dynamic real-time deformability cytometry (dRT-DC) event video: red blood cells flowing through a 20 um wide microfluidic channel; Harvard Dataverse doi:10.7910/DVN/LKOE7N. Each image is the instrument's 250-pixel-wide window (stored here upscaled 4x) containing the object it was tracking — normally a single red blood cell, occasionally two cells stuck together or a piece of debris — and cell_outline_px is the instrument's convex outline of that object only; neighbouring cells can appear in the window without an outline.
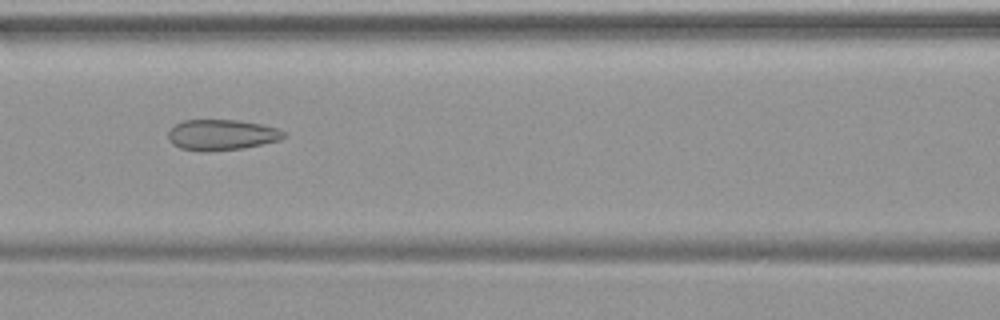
{"species": "common noctule bat (a hibernating species)", "species_latin": "Nyctalus noctula", "temperature_condition": "warm", "stored_images_in_passage": 48, "camera_frame_rate_fps": 3000, "um_per_image_px": 0.085, "animal": {"sex": "female", "body_mass_g": 19.9}, "frame": {"image": 1, "passage_image": 21, "time_ms": 6.667, "image_size_px": [1000, 320], "cell_outline_px": [[288, 136], [280, 140], [244, 148], [208, 152], [200, 152], [180, 148], [172, 144], [168, 140], [168, 132], [176, 124], [184, 120], [240, 120], [280, 128]], "centroid_in_image_um": [18.86, 11.47], "position_along_channel_um": 147.7, "area_um2": 20.98}}
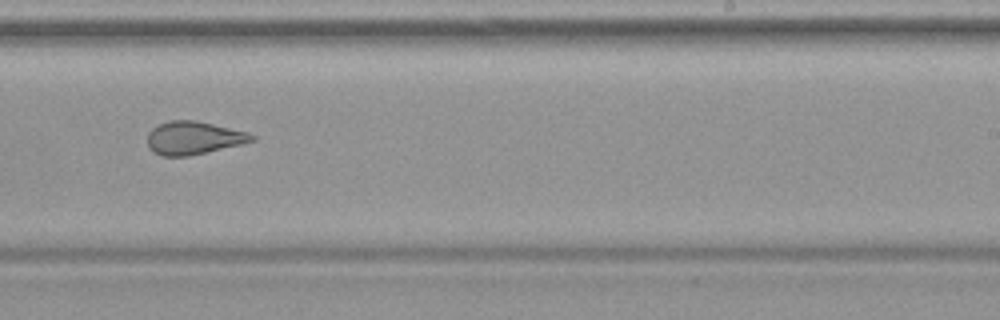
{"frame": {"image": 2, "passage_image": 30, "time_ms": 9.667, "image_size_px": [1000, 320], "cell_outline_px": [[256, 140], [240, 144], [188, 156], [160, 156], [152, 152], [148, 148], [148, 132], [152, 128], [160, 124], [172, 120], [196, 120], [248, 132], [256, 136]], "centroid_in_image_um": [16.43, 11.72], "position_along_channel_um": 272.6, "area_um2": 20.06}}
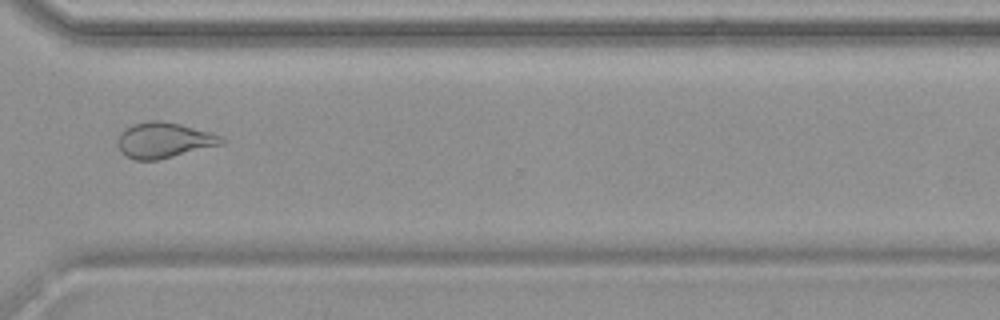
{"frame": {"image": 3, "passage_image": 36, "time_ms": 11.667, "image_size_px": [1000, 320], "cell_outline_px": [[228, 140], [224, 144], [160, 160], [136, 160], [120, 152], [116, 140], [120, 132], [124, 128], [132, 124], [148, 120], [160, 120], [180, 124], [212, 132], [224, 136]], "centroid_in_image_um": [13.97, 11.91], "position_along_channel_um": 356.6, "area_um2": 22.08}}